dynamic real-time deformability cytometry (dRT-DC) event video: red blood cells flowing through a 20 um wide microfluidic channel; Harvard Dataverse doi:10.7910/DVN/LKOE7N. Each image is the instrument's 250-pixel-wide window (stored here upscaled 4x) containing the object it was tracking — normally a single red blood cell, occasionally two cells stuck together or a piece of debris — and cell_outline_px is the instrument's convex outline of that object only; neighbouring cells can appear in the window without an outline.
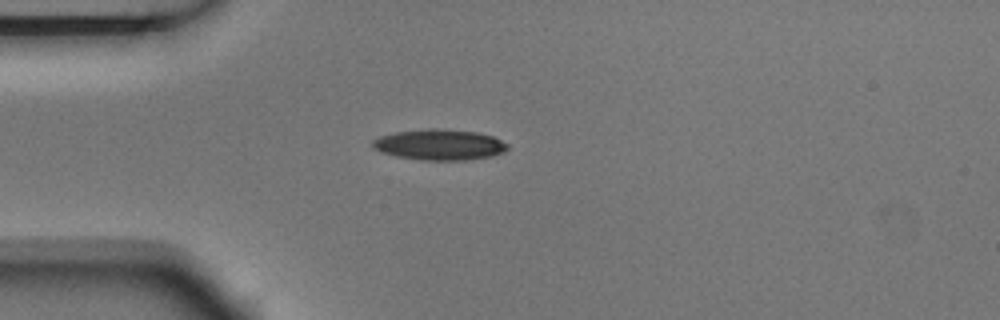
{"species": "Egyptian fruit bat (a non-hibernating species)", "species_latin": "Rousettus aegyptiacus", "temperature_condition": "room temperature", "stored_images_in_passage": 2, "camera_frame_rate_fps": 3000, "um_per_image_px": 0.085, "animal": {"sex": "male"}, "frame": {"image": 1, "passage_image": 2, "time_ms": 0.333, "image_size_px": [1000, 320], "cell_outline_px": [[508, 148], [504, 152], [492, 156], [464, 160], [420, 160], [396, 156], [380, 152], [372, 148], [372, 140], [380, 136], [396, 132], [424, 128], [436, 128], [476, 132], [492, 136], [508, 144]], "centroid_in_image_um": [37.32, 12.3], "position_along_channel_um": 47.7, "area_um2": 24.28}}